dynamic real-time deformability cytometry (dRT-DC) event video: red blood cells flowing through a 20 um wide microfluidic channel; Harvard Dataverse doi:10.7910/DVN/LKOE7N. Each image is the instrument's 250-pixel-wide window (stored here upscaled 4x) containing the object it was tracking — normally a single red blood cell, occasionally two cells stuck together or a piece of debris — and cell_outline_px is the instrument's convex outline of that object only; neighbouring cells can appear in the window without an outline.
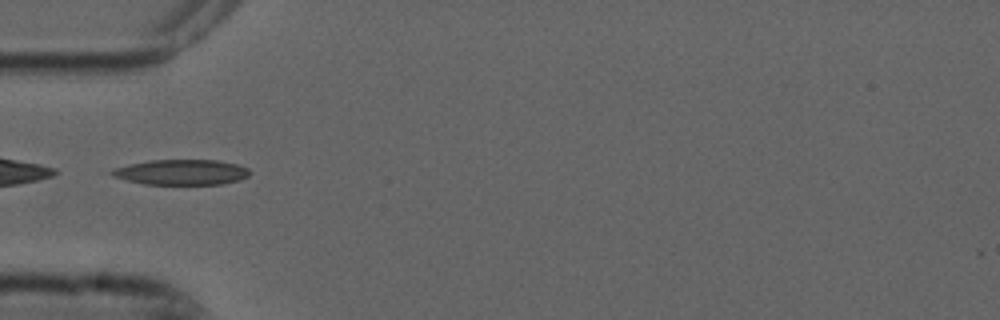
{"species": "common noctule bat (a hibernating species)", "species_latin": "Nyctalus noctula", "temperature_condition": "cold", "stored_images_in_passage": 6, "camera_frame_rate_fps": 3000, "um_per_image_px": 0.085, "animal": {"sex": "male", "forearm_length_mm": 52.5}, "frame": {"image": 1, "passage_image": 4, "time_ms": 1.0, "image_size_px": [1000, 320], "cell_outline_px": [[252, 172], [248, 176], [240, 180], [224, 184], [144, 184], [112, 176], [100, 172], [100, 168], [152, 160], [216, 160], [236, 164], [248, 168]], "centroid_in_image_um": [15.24, 14.63], "position_along_channel_um": 69.8, "area_um2": 21.1}}
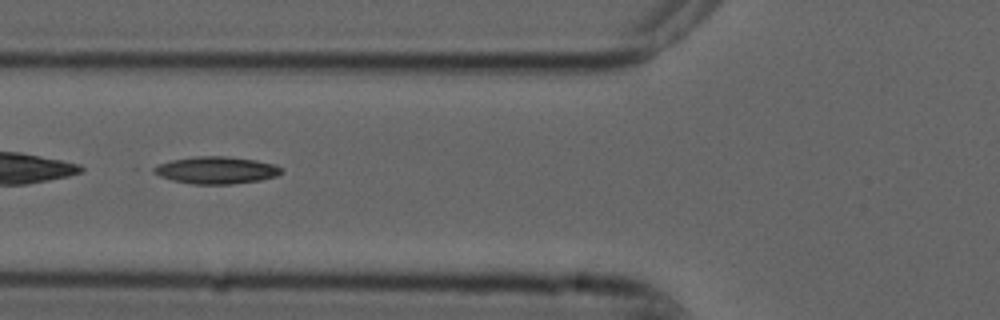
{"frame": {"image": 2, "passage_image": 5, "time_ms": 1.333, "image_size_px": [1000, 320], "cell_outline_px": [[280, 172], [276, 176], [260, 180], [232, 184], [192, 184], [172, 180], [160, 176], [152, 172], [148, 168], [156, 164], [172, 160], [196, 156], [228, 156], [256, 160], [276, 164], [280, 168]], "centroid_in_image_um": [18.31, 14.46], "position_along_channel_um": 107.5, "area_um2": 20.35}}
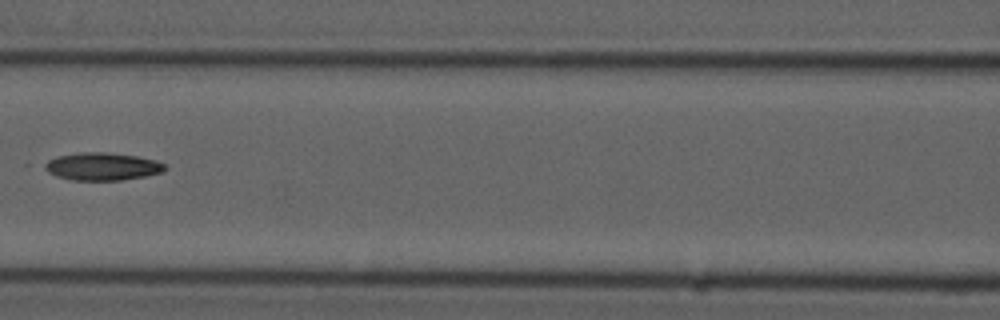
{"frame": {"image": 3, "passage_image": 6, "time_ms": 1.667, "image_size_px": [1000, 320], "cell_outline_px": [[164, 172], [144, 176], [120, 180], [72, 180], [56, 176], [48, 172], [40, 164], [56, 156], [80, 152], [104, 152], [136, 156], [156, 160], [164, 164]], "centroid_in_image_um": [8.63, 14.14], "position_along_channel_um": 158.0, "area_um2": 19.42}}